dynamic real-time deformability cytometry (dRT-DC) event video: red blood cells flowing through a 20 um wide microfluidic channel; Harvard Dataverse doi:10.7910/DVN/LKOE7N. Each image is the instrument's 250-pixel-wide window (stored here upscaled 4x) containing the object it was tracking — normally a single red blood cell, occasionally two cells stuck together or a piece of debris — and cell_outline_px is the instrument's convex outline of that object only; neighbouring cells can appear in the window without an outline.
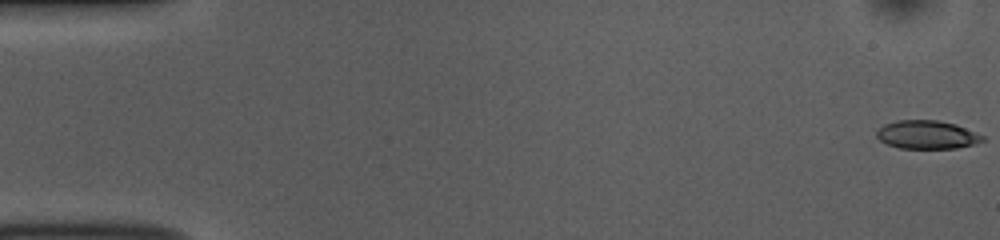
{"species": "common noctule bat (a hibernating species)", "species_latin": "Nyctalus noctula", "temperature_condition": "room temperature", "stored_images_in_passage": 53, "camera_frame_rate_fps": 3000, "um_per_image_px": 0.085, "animal": {"sex": "female", "body_mass_g": 10.0, "forearm_length_mm": 53.1}, "frame": {"image": 1, "passage_image": 1, "time_ms": 0.0, "image_size_px": [1000, 240], "cell_outline_px": [[984, 140], [976, 144], [956, 148], [900, 148], [888, 144], [880, 140], [876, 136], [876, 132], [884, 124], [896, 120], [936, 120], [956, 124], [984, 136]], "centroid_in_image_um": [78.79, 11.45], "position_along_channel_um": 6.2, "area_um2": 17.46}}
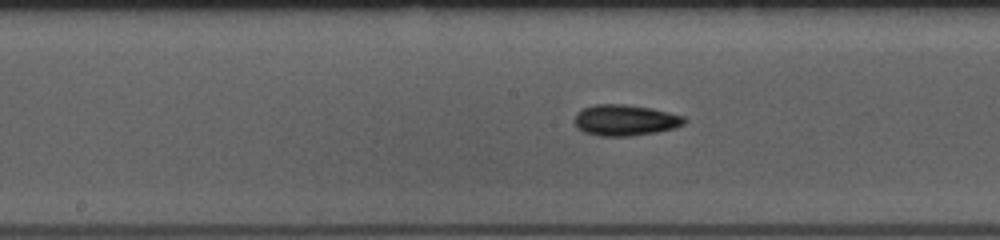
{"frame": {"image": 2, "passage_image": 27, "time_ms": 8.667, "image_size_px": [1000, 240], "cell_outline_px": [[688, 120], [684, 124], [676, 128], [656, 132], [628, 136], [600, 136], [584, 132], [576, 128], [572, 120], [576, 112], [584, 108], [596, 104], [624, 104], [652, 108], [684, 116]], "centroid_in_image_um": [53.11, 10.21], "position_along_channel_um": 195.1, "area_um2": 20.11}}
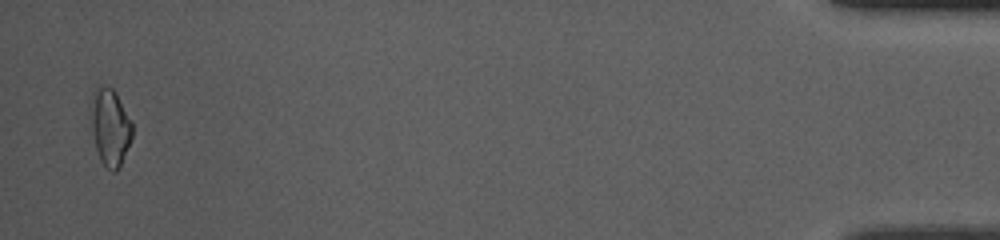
{"frame": {"image": 3, "passage_image": 52, "time_ms": 17.0, "image_size_px": [1000, 240], "cell_outline_px": [[132, 136], [120, 164], [116, 172], [112, 172], [100, 160], [96, 148], [92, 132], [88, 108], [92, 92], [96, 84], [104, 84], [112, 88], [116, 92], [132, 120]], "centroid_in_image_um": [9.31, 10.69], "position_along_channel_um": 425.9, "area_um2": 19.07}, "authors_computed_cell_mechanics": {"area_um2": 18.3226, "velocity_mm_per_s": 3.8052, "shape_relaxation_time_tau1_ms": 3.8833, "shape_relaxation_time_tau2_ms": 7.8214, "deformation_change_tau1": 0.1005, "deformation_change_tau2": 0.1676}}